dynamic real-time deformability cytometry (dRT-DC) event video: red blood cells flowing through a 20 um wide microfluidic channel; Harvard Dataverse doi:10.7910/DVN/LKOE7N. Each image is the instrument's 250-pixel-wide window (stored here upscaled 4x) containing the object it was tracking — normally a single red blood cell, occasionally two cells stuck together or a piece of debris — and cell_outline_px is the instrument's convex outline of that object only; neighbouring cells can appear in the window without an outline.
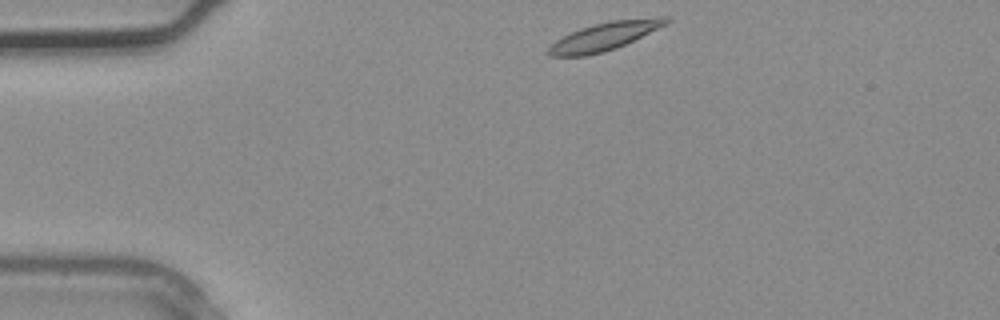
{"species": "common noctule bat (a hibernating species)", "species_latin": "Nyctalus noctula", "temperature_condition": "warm", "stored_images_in_passage": 1, "camera_frame_rate_fps": 3000, "um_per_image_px": 0.085, "animal": {"sex": "male", "body_mass_g": 20.4}, "frame": {"image": 1, "passage_image": 1, "time_ms": 0.0, "image_size_px": [1000, 320], "cell_outline_px": [[672, 20], [668, 24], [616, 48], [584, 56], [548, 56], [544, 52], [556, 40], [580, 28], [612, 20], [660, 16], [668, 16]], "centroid_in_image_um": [51.42, 3.07], "position_along_channel_um": 33.6, "area_um2": 19.19}}